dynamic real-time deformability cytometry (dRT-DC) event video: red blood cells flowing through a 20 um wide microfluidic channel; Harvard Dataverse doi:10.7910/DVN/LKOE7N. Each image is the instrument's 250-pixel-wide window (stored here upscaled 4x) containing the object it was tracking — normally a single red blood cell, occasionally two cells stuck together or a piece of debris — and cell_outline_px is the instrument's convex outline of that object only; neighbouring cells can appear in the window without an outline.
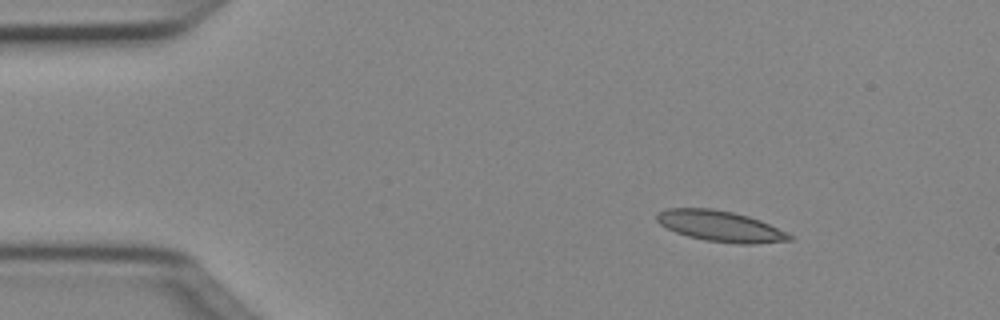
{"species": "Egyptian fruit bat (a non-hibernating species)", "species_latin": "Rousettus aegyptiacus", "temperature_condition": "cold", "stored_images_in_passage": 39, "camera_frame_rate_fps": 3000, "um_per_image_px": 0.085, "animal": {"sex": "female"}, "frame": {"image": 1, "passage_image": 1, "time_ms": 0.0, "image_size_px": [1000, 320], "cell_outline_px": [[792, 240], [752, 244], [740, 244], [704, 240], [688, 236], [676, 232], [660, 224], [656, 220], [656, 212], [668, 208], [712, 208], [732, 212], [748, 216], [760, 220], [788, 232], [792, 236]], "centroid_in_image_um": [61.22, 19.22], "position_along_channel_um": 23.8, "area_um2": 23.81}}
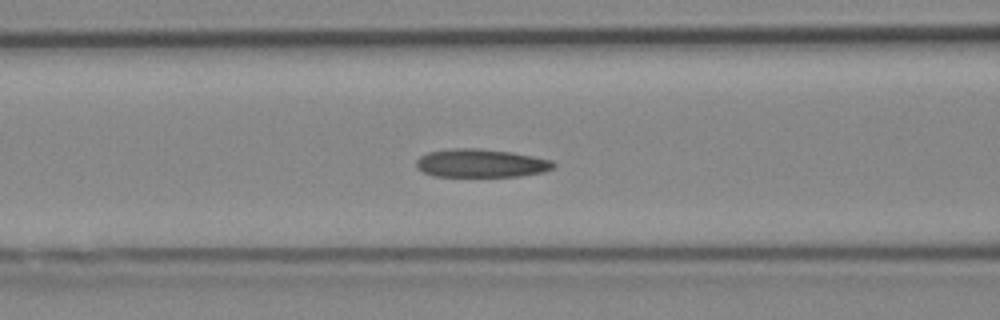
{"frame": {"image": 2, "passage_image": 14, "time_ms": 4.333, "image_size_px": [1000, 320], "cell_outline_px": [[556, 164], [552, 168], [544, 172], [520, 176], [432, 176], [416, 168], [416, 160], [420, 156], [428, 152], [452, 148], [480, 148], [512, 152], [552, 160]], "centroid_in_image_um": [40.87, 13.87], "position_along_channel_um": 125.7, "area_um2": 22.72}}
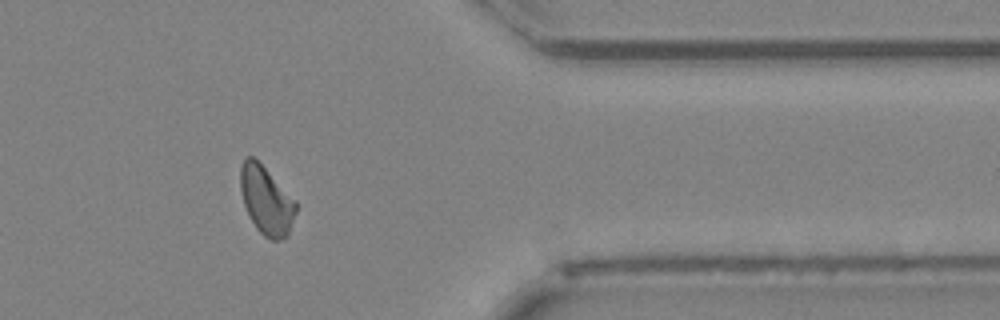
{"frame": {"image": 3, "passage_image": 35, "time_ms": 11.333, "image_size_px": [1000, 320], "cell_outline_px": [[296, 212], [288, 236], [280, 240], [272, 240], [264, 236], [256, 228], [244, 204], [240, 188], [240, 168], [244, 160], [248, 156], [252, 156], [296, 200]], "centroid_in_image_um": [22.65, 17.06], "position_along_channel_um": 388.8, "area_um2": 21.73}, "authors_computed_cell_mechanics": {"area_um2": 22.7154, "velocity_mm_per_s": 4.0127, "shape_relaxation_time_tau1_ms": null, "shape_relaxation_time_tau2_ms": 5.2868, "deformation_change_tau1": null, "deformation_change_tau2": 0.1216}}